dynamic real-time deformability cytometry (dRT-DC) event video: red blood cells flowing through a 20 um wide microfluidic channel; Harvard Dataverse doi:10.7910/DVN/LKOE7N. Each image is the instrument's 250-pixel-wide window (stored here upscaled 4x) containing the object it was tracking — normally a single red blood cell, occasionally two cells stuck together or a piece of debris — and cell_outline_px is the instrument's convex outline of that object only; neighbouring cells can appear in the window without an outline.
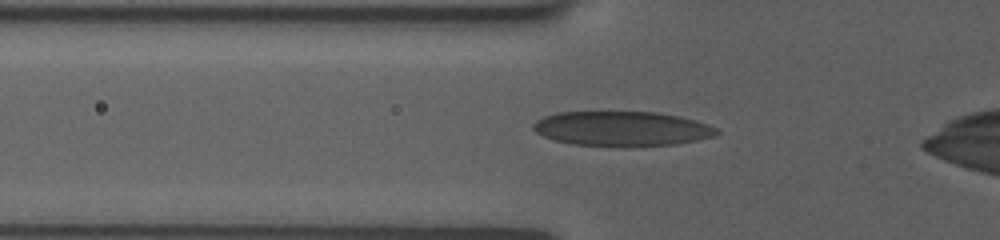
{"species": "human", "species_latin": "Homo sapiens", "temperature_condition": "room temperature", "stored_images_in_passage": 52, "camera_frame_rate_fps": 3000, "um_per_image_px": 0.085, "donor": {"sex": "female"}, "frame": {"image": 1, "passage_image": 2, "time_ms": 0.333, "image_size_px": [1000, 240], "cell_outline_px": [[720, 132], [712, 136], [696, 140], [676, 144], [624, 148], [572, 144], [556, 140], [544, 136], [536, 132], [532, 128], [532, 124], [536, 120], [544, 116], [556, 112], [656, 112], [676, 116], [708, 124], [716, 128]], "centroid_in_image_um": [52.82, 10.96], "position_along_channel_um": 73.0, "area_um2": 37.4}}
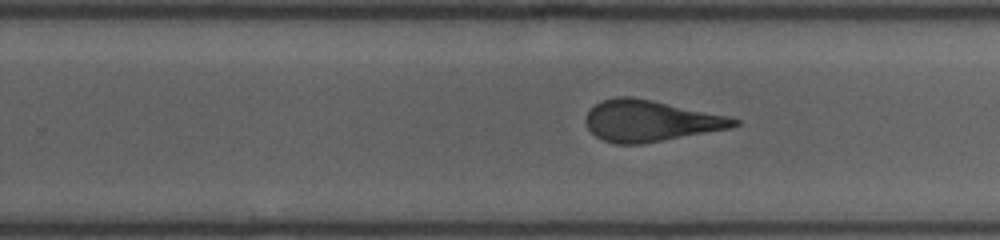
{"frame": {"image": 2, "passage_image": 24, "time_ms": 5.667, "image_size_px": [1000, 240], "cell_outline_px": [[740, 124], [728, 128], [640, 144], [616, 144], [604, 140], [596, 136], [588, 128], [584, 120], [588, 112], [600, 100], [616, 96], [632, 96], [652, 100], [728, 116], [740, 120]], "centroid_in_image_um": [55.23, 10.26], "position_along_channel_um": 274.6, "area_um2": 35.2}}
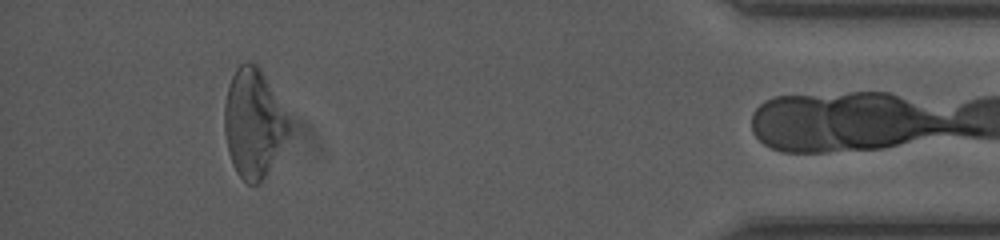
{"frame": {"image": 3, "passage_image": 49, "time_ms": 10.667, "image_size_px": [1000, 240], "cell_outline_px": [[288, 132], [268, 172], [260, 184], [248, 184], [236, 172], [232, 164], [228, 152], [224, 132], [224, 104], [228, 84], [236, 68], [240, 64], [248, 60], [256, 64], [260, 68], [288, 120]], "centroid_in_image_um": [21.48, 10.48], "position_along_channel_um": 413.7, "area_um2": 40.06}, "authors_computed_cell_mechanics": {"area_um2": 36.2695, "velocity_mm_per_s": 3.7896, "shape_relaxation_time_tau1_ms": 8.6067, "shape_relaxation_time_tau2_ms": 0.9103, "deformation_change_tau1": 0.2082, "deformation_change_tau2": 0.0766}}